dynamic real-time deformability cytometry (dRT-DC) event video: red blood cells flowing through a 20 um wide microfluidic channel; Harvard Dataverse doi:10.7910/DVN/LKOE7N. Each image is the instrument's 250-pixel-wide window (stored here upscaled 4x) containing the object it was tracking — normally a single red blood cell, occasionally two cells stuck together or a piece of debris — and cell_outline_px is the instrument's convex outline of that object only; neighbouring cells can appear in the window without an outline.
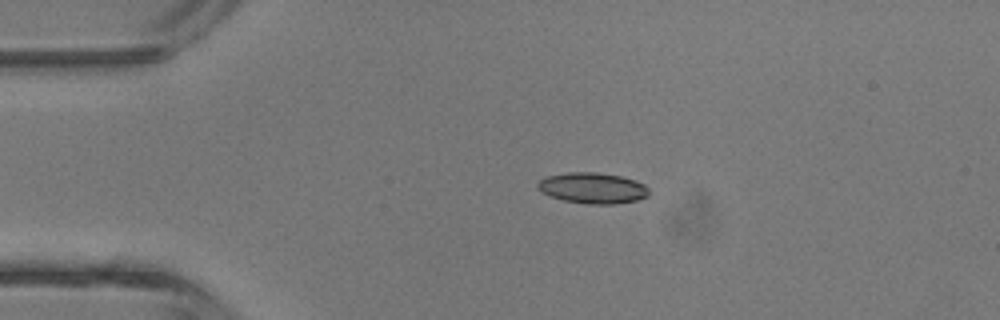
{"species": "common noctule bat (a hibernating species)", "species_latin": "Nyctalus noctula", "temperature_condition": "room temperature", "stored_images_in_passage": 3, "camera_frame_rate_fps": 3000, "um_per_image_px": 0.085, "animal": {"sex": "male", "body_mass_g": 13.3}, "frame": {"image": 1, "passage_image": 2, "time_ms": 1.333, "image_size_px": [1000, 320], "cell_outline_px": [[648, 196], [636, 200], [616, 204], [584, 204], [564, 200], [540, 192], [536, 188], [536, 184], [544, 176], [568, 172], [596, 172], [620, 176], [636, 180], [644, 184], [648, 188]], "centroid_in_image_um": [50.34, 15.98], "position_along_channel_um": 34.7, "area_um2": 20.17}}